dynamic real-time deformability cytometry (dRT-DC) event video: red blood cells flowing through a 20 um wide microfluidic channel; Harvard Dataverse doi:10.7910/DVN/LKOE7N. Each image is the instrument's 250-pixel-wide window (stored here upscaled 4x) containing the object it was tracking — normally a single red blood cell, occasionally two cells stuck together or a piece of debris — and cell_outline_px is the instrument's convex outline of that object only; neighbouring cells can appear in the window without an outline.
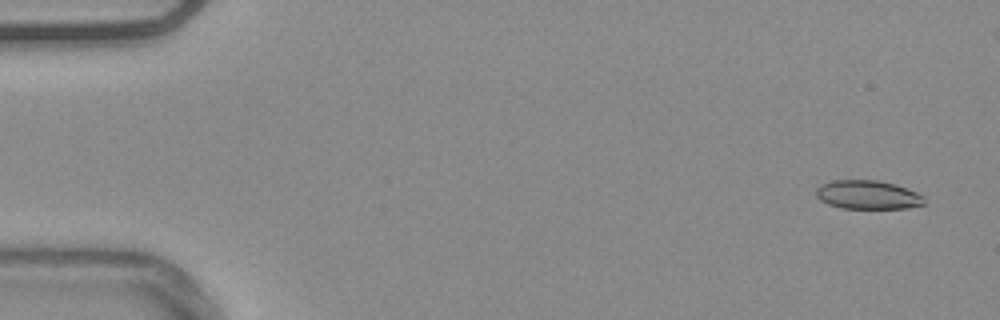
{"species": "common noctule bat (a hibernating species)", "species_latin": "Nyctalus noctula", "temperature_condition": "warm", "stored_images_in_passage": 55, "camera_frame_rate_fps": 3000, "um_per_image_px": 0.085, "animal": {"sex": "male", "body_mass_g": 20.4}, "frame": {"image": 1, "passage_image": 3, "time_ms": 0.667, "image_size_px": [1000, 320], "cell_outline_px": [[924, 204], [908, 208], [840, 208], [828, 204], [820, 200], [816, 196], [816, 188], [820, 184], [832, 180], [876, 180], [892, 184], [916, 192], [924, 196]], "centroid_in_image_um": [73.71, 16.56], "position_along_channel_um": 11.3, "area_um2": 18.03}}
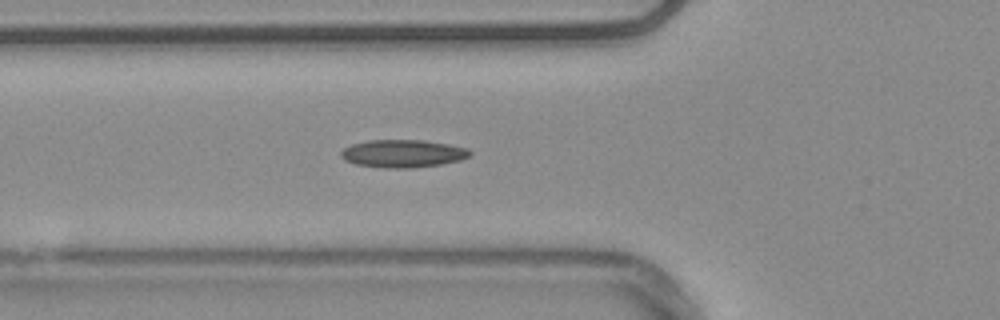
{"frame": {"image": 2, "passage_image": 20, "time_ms": 6.333, "image_size_px": [1000, 320], "cell_outline_px": [[472, 156], [460, 160], [440, 164], [412, 168], [380, 168], [356, 164], [344, 160], [340, 156], [340, 152], [344, 148], [352, 144], [368, 140], [424, 140], [448, 144], [468, 148], [472, 152]], "centroid_in_image_um": [34.25, 13.05], "position_along_channel_um": 91.6, "area_um2": 21.04}}
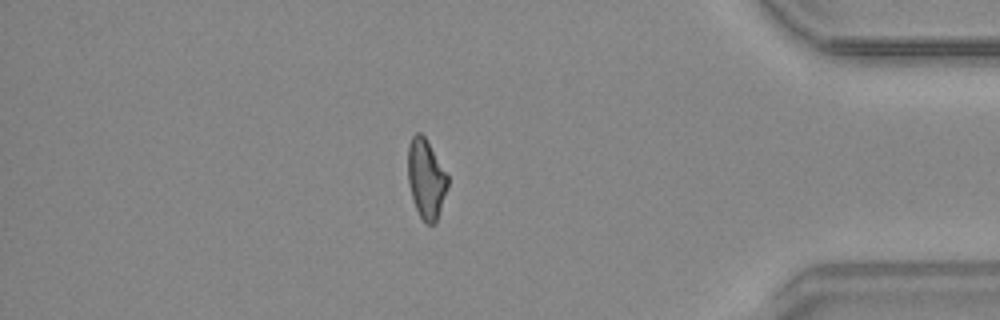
{"frame": {"image": 3, "passage_image": 47, "time_ms": 15.333, "image_size_px": [1000, 320], "cell_outline_px": [[448, 188], [436, 224], [428, 224], [420, 216], [412, 200], [408, 184], [408, 144], [412, 136], [416, 132], [420, 132], [424, 136], [448, 176]], "centroid_in_image_um": [36.21, 15.22], "position_along_channel_um": 399.0, "area_um2": 18.44}, "authors_computed_cell_mechanics": {"area_um2": 19.1896, "velocity_mm_per_s": 3.7795, "shape_relaxation_time_tau1_ms": null, "shape_relaxation_time_tau2_ms": 4.6787, "deformation_change_tau1": null, "deformation_change_tau2": 0.1229}}